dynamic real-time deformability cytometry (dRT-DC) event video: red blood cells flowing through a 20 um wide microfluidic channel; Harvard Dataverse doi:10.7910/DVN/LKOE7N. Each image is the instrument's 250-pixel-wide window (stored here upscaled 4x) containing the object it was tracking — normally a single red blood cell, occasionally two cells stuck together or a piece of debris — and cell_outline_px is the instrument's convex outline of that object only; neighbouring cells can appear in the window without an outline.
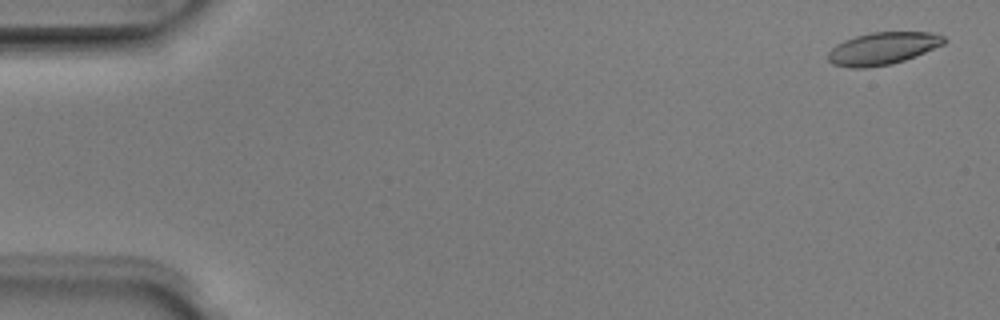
{"species": "Egyptian fruit bat (a non-hibernating species)", "species_latin": "Rousettus aegyptiacus", "temperature_condition": "room temperature", "stored_images_in_passage": 4, "camera_frame_rate_fps": 3000, "um_per_image_px": 0.085, "animal": {"sex": "male"}, "frame": {"image": 1, "passage_image": 1, "time_ms": 0.0, "image_size_px": [1000, 320], "cell_outline_px": [[948, 40], [944, 44], [904, 60], [892, 64], [864, 68], [848, 68], [832, 64], [828, 60], [828, 52], [836, 44], [844, 40], [856, 36], [872, 32], [932, 32], [944, 36]], "centroid_in_image_um": [75.01, 4.12], "position_along_channel_um": 10.0, "area_um2": 21.91}}
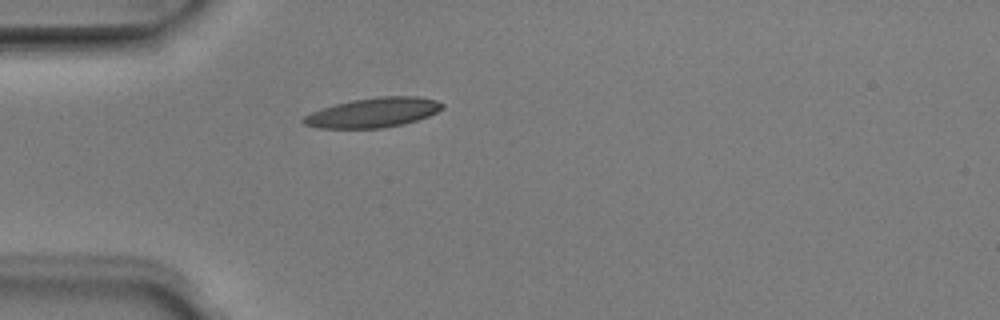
{"frame": {"image": 2, "passage_image": 4, "time_ms": 1.0, "image_size_px": [1000, 320], "cell_outline_px": [[444, 108], [428, 116], [416, 120], [400, 124], [380, 128], [316, 128], [304, 124], [300, 120], [304, 116], [320, 108], [352, 100], [376, 96], [416, 96], [436, 100], [444, 104]], "centroid_in_image_um": [31.69, 9.56], "position_along_channel_um": 53.3, "area_um2": 23.93}}